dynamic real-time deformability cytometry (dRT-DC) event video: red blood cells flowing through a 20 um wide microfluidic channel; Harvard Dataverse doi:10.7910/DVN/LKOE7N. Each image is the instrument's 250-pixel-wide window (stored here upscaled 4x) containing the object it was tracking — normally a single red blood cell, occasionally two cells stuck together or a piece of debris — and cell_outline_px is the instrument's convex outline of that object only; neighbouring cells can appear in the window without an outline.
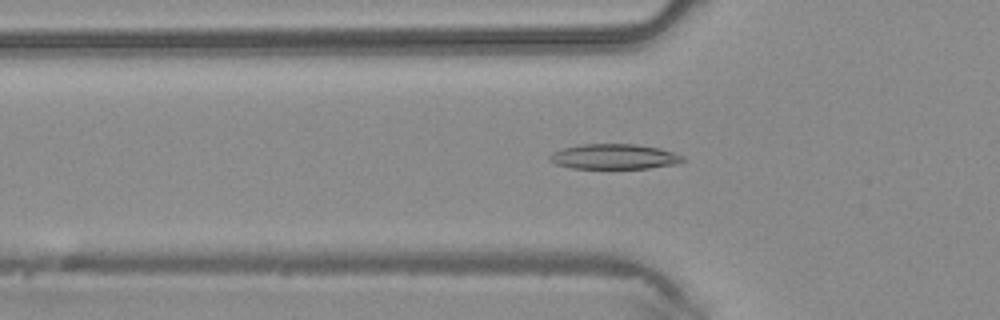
{"species": "common noctule bat (a hibernating species)", "species_latin": "Nyctalus noctula", "temperature_condition": "warm", "stored_images_in_passage": 41, "camera_frame_rate_fps": 3000, "um_per_image_px": 0.085, "animal": {"sex": "male", "body_mass_g": 20.4}, "frame": {"image": 1, "passage_image": 15, "time_ms": 4.667, "image_size_px": [1000, 320], "cell_outline_px": [[684, 160], [676, 164], [648, 168], [572, 168], [556, 164], [548, 160], [548, 156], [552, 152], [564, 148], [580, 144], [636, 144], [660, 148], [676, 152], [684, 156]], "centroid_in_image_um": [52.21, 13.3], "position_along_channel_um": 73.6, "area_um2": 19.59}}
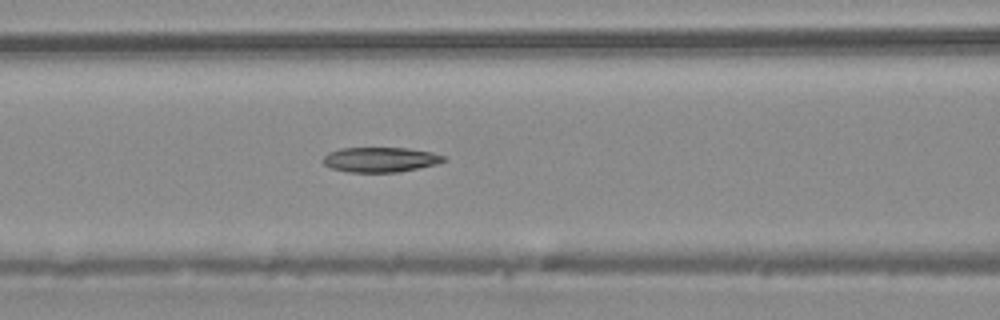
{"frame": {"image": 2, "passage_image": 19, "time_ms": 6.0, "image_size_px": [1000, 320], "cell_outline_px": [[448, 160], [436, 164], [400, 172], [348, 172], [332, 168], [324, 164], [320, 160], [328, 152], [340, 148], [408, 148], [432, 152], [444, 156]], "centroid_in_image_um": [32.32, 13.56], "position_along_channel_um": 134.3, "area_um2": 17.63}}
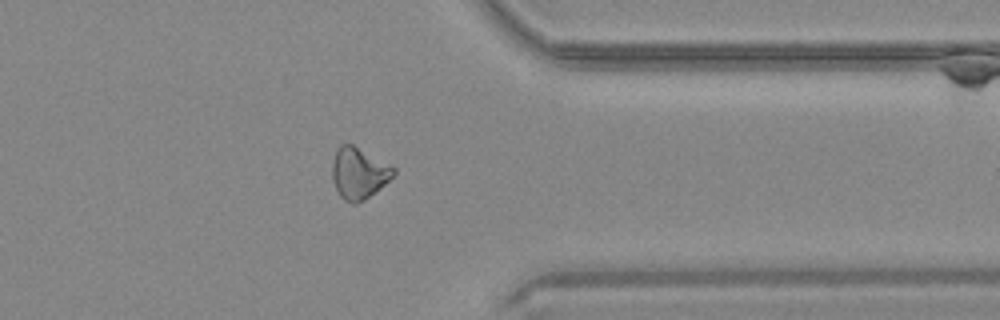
{"frame": {"image": 3, "passage_image": 36, "time_ms": 11.667, "image_size_px": [1000, 320], "cell_outline_px": [[396, 172], [384, 184], [364, 200], [356, 204], [352, 204], [344, 200], [340, 196], [332, 180], [332, 160], [340, 144], [352, 144], [392, 164], [396, 168]], "centroid_in_image_um": [30.5, 14.71], "position_along_channel_um": 380.9, "area_um2": 18.44}}